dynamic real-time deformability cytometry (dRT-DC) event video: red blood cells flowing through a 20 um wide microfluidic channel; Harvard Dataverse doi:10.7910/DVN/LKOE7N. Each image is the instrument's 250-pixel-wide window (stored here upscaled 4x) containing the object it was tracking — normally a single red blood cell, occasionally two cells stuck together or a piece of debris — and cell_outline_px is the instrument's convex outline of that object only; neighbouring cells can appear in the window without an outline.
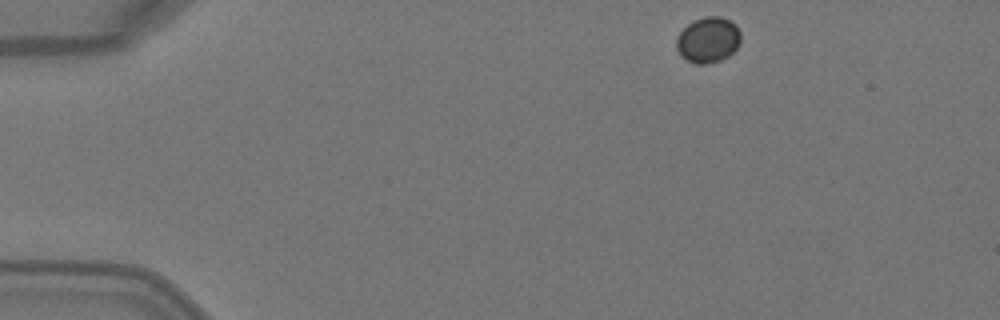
{"species": "Egyptian fruit bat (a non-hibernating species)", "species_latin": "Rousettus aegyptiacus", "temperature_condition": "warm", "stored_images_in_passage": 3, "camera_frame_rate_fps": 3000, "um_per_image_px": 0.085, "animal": {"sex": "female"}, "frame": {"image": 1, "passage_image": 1, "time_ms": 0.0, "image_size_px": [1000, 320], "cell_outline_px": [[740, 40], [736, 48], [728, 56], [720, 60], [704, 64], [696, 64], [680, 56], [676, 48], [676, 36], [688, 24], [704, 16], [720, 16], [736, 24], [740, 32]], "centroid_in_image_um": [60.17, 3.39], "position_along_channel_um": 24.8, "area_um2": 17.05}}
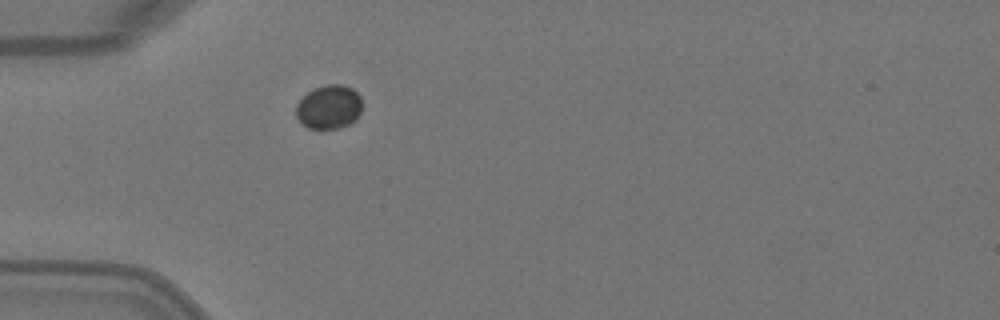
{"frame": {"image": 2, "passage_image": 3, "time_ms": 0.667, "image_size_px": [1000, 320], "cell_outline_px": [[360, 112], [356, 120], [340, 128], [308, 128], [296, 116], [296, 104], [312, 88], [328, 84], [340, 84], [352, 88], [360, 96]], "centroid_in_image_um": [27.96, 9.08], "position_along_channel_um": 57.0, "area_um2": 16.76}}